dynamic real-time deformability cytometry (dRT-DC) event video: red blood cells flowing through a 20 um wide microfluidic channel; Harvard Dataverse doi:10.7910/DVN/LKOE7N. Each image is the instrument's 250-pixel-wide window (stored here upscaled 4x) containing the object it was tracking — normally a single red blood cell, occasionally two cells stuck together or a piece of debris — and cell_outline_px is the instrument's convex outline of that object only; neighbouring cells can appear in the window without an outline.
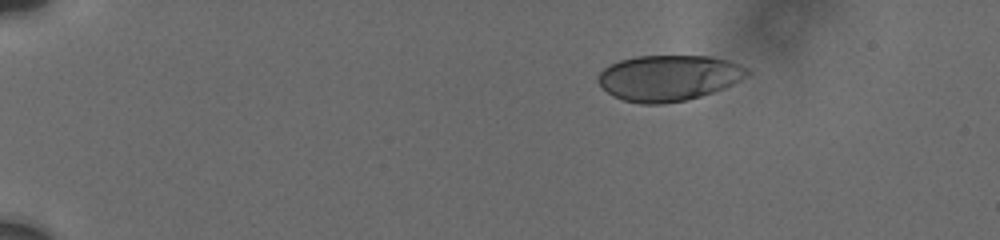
{"species": "human", "species_latin": "Homo sapiens", "temperature_condition": "cold", "stored_images_in_passage": 16, "camera_frame_rate_fps": 3000, "um_per_image_px": 0.085, "donor": {"sex": "male"}, "frame": {"image": 1, "passage_image": 1, "time_ms": 0.0, "image_size_px": [1000, 240], "cell_outline_px": [[748, 72], [744, 76], [732, 84], [724, 88], [688, 100], [664, 104], [640, 104], [624, 100], [612, 96], [596, 80], [596, 76], [604, 68], [620, 60], [636, 56], [708, 56], [728, 60], [748, 68]], "centroid_in_image_um": [56.79, 6.63], "position_along_channel_um": 28.2, "area_um2": 39.65}}
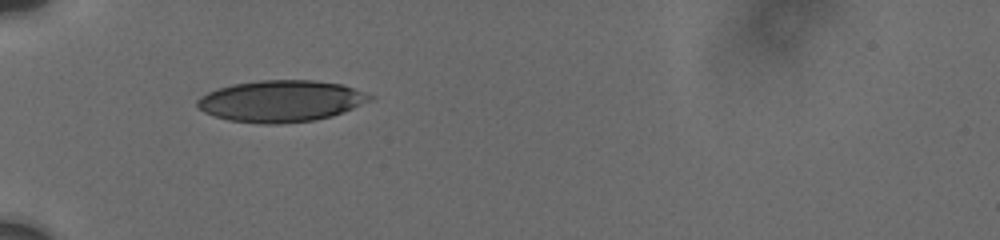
{"frame": {"image": 2, "passage_image": 10, "time_ms": 3.333, "image_size_px": [1000, 240], "cell_outline_px": [[376, 96], [372, 100], [344, 112], [332, 116], [316, 120], [280, 124], [264, 124], [228, 120], [204, 112], [196, 108], [196, 100], [200, 96], [216, 88], [232, 84], [260, 80], [312, 80], [340, 84]], "centroid_in_image_um": [23.87, 8.59], "position_along_channel_um": 61.1, "area_um2": 42.02}}
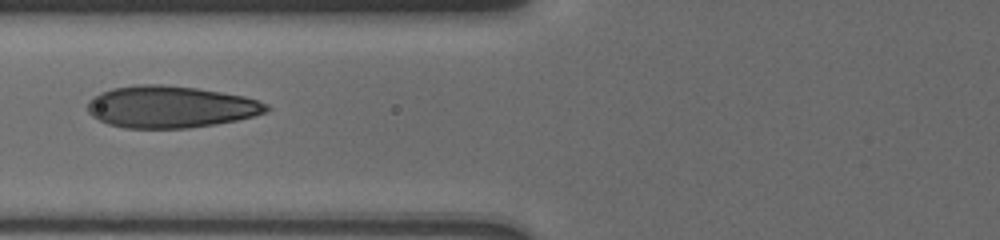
{"frame": {"image": 3, "passage_image": 14, "time_ms": 5.0, "image_size_px": [1000, 240], "cell_outline_px": [[272, 108], [268, 112], [236, 120], [216, 124], [188, 128], [124, 128], [108, 124], [92, 116], [88, 112], [88, 100], [100, 92], [112, 88], [140, 84], [160, 84], [196, 88], [244, 96], [268, 104]], "centroid_in_image_um": [14.49, 9.08], "position_along_channel_um": 111.3, "area_um2": 43.7}}